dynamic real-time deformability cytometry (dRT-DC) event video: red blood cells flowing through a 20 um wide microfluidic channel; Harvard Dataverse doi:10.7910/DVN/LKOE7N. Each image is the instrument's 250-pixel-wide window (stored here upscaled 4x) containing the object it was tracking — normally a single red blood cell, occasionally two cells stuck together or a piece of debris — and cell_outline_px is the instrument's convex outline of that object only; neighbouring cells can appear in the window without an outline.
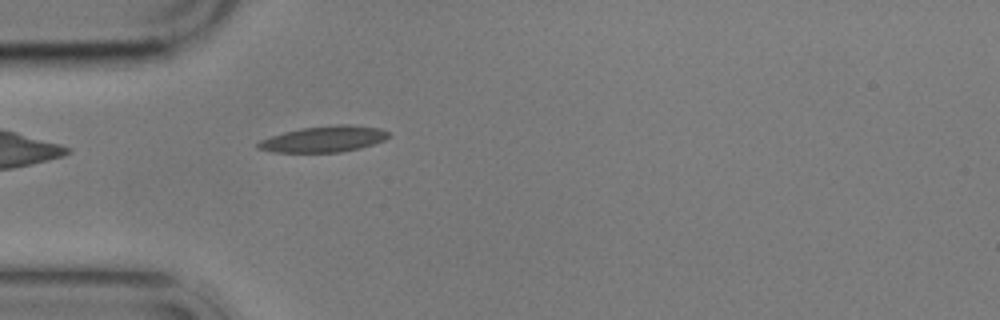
{"species": "common noctule bat (a hibernating species)", "species_latin": "Nyctalus noctula", "temperature_condition": "cold", "stored_images_in_passage": 3, "camera_frame_rate_fps": 3000, "um_per_image_px": 0.085, "animal": {"sex": "male", "body_mass_g": 17.9}, "frame": {"image": 1, "passage_image": 3, "time_ms": 2.333, "image_size_px": [1000, 320], "cell_outline_px": [[392, 136], [384, 140], [360, 148], [340, 152], [272, 152], [256, 148], [256, 144], [260, 140], [284, 132], [300, 128], [336, 124], [348, 124], [380, 128], [388, 132]], "centroid_in_image_um": [27.53, 11.81], "position_along_channel_um": 57.5, "area_um2": 19.88}}